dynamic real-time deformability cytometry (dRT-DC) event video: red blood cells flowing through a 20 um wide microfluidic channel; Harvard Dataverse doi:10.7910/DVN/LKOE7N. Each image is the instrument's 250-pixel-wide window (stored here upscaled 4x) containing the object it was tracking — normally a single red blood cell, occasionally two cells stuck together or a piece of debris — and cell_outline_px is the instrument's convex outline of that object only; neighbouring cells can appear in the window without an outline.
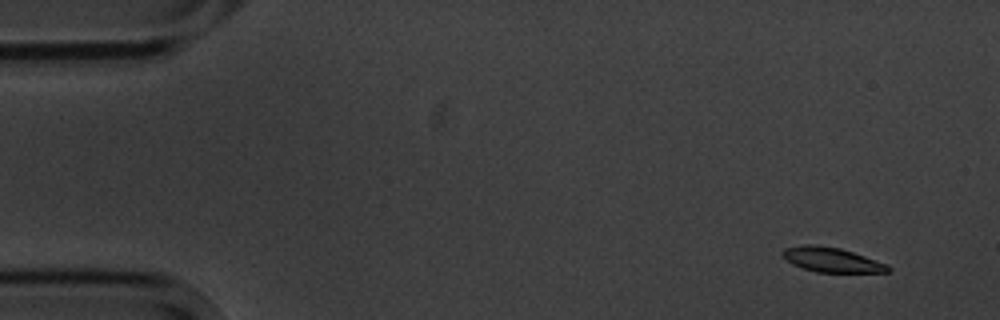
{"species": "common noctule bat (a hibernating species)", "species_latin": "Nyctalus noctula", "temperature_condition": "cold", "stored_images_in_passage": 14, "camera_frame_rate_fps": 3000, "um_per_image_px": 0.085, "animal": {"sex": "male", "body_mass_g": 20.1, "forearm_length_mm": 53.5}, "frame": {"image": 1, "passage_image": 1, "time_ms": 0.0, "image_size_px": [1000, 320], "cell_outline_px": [[892, 268], [888, 272], [816, 272], [792, 264], [784, 260], [780, 252], [784, 248], [804, 244], [812, 244], [840, 248], [888, 264]], "centroid_in_image_um": [70.65, 22.07], "position_along_channel_um": 14.4, "area_um2": 15.2}}
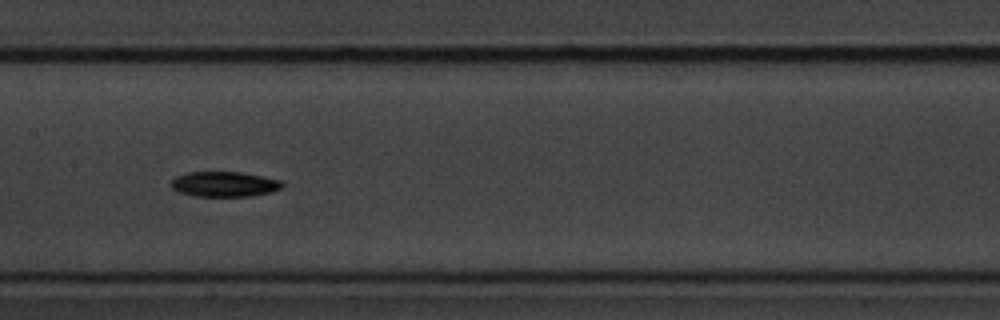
{"frame": {"image": 2, "passage_image": 7, "time_ms": 8.0, "image_size_px": [1000, 320], "cell_outline_px": [[284, 184], [280, 188], [272, 192], [252, 196], [196, 196], [180, 192], [172, 188], [168, 184], [176, 176], [188, 172], [240, 172], [280, 180]], "centroid_in_image_um": [19.04, 15.65], "position_along_channel_um": 188.4, "area_um2": 16.24}}
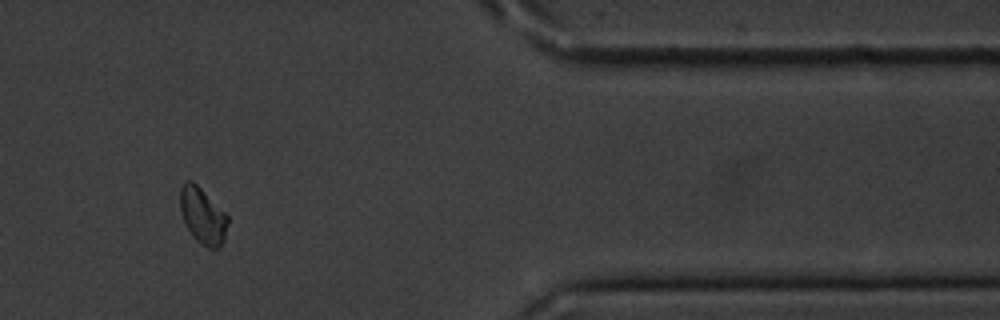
{"frame": {"image": 3, "passage_image": 12, "time_ms": 14.667, "image_size_px": [1000, 320], "cell_outline_px": [[228, 224], [224, 240], [220, 248], [208, 248], [196, 240], [192, 236], [184, 220], [180, 208], [180, 188], [184, 180], [192, 180], [228, 216]], "centroid_in_image_um": [17.22, 18.35], "position_along_channel_um": 394.2, "area_um2": 15.43}, "authors_computed_cell_mechanics": {"area_um2": 15.6638, "velocity_mm_per_s": 3.5094, "shape_relaxation_time_tau1_ms": 1.6225, "shape_relaxation_time_tau2_ms": null, "deformation_change_tau1": 0.0912, "deformation_change_tau2": null}}